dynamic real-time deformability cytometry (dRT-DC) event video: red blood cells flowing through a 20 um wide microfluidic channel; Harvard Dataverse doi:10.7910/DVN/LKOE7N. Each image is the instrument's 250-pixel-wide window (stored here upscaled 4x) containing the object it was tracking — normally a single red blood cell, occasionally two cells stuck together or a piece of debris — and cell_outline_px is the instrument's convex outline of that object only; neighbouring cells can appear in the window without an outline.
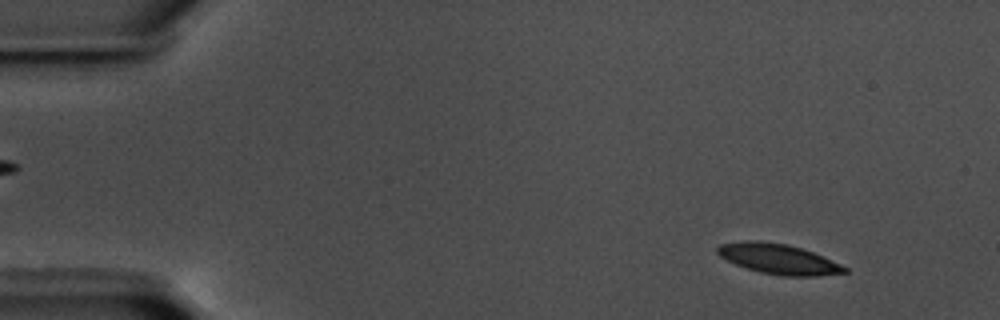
{"species": "common noctule bat (a hibernating species)", "species_latin": "Nyctalus noctula", "temperature_condition": "warm", "stored_images_in_passage": 54, "camera_frame_rate_fps": 3000, "um_per_image_px": 0.085, "animal": {"sex": "male", "body_mass_g": 17.5, "forearm_length_mm": 52.3}, "frame": {"image": 1, "passage_image": 6, "time_ms": 1.667, "image_size_px": [1000, 320], "cell_outline_px": [[848, 272], [816, 276], [784, 276], [760, 272], [736, 264], [720, 256], [716, 252], [716, 248], [720, 244], [744, 240], [756, 240], [788, 244], [824, 256], [848, 268]], "centroid_in_image_um": [66.17, 22.0], "position_along_channel_um": 18.8, "area_um2": 22.25}}
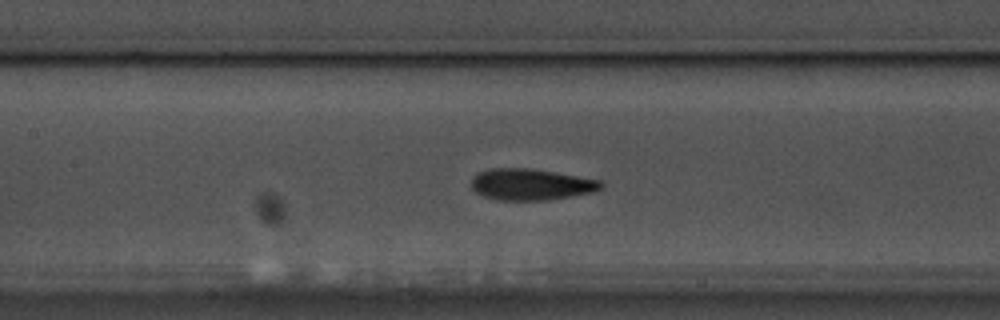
{"frame": {"image": 2, "passage_image": 27, "time_ms": 8.667, "image_size_px": [1000, 320], "cell_outline_px": [[604, 188], [592, 192], [548, 200], [496, 200], [484, 196], [476, 192], [472, 188], [472, 176], [488, 168], [532, 168], [600, 180], [604, 184]], "centroid_in_image_um": [45.13, 15.67], "position_along_channel_um": 162.3, "area_um2": 23.76}}
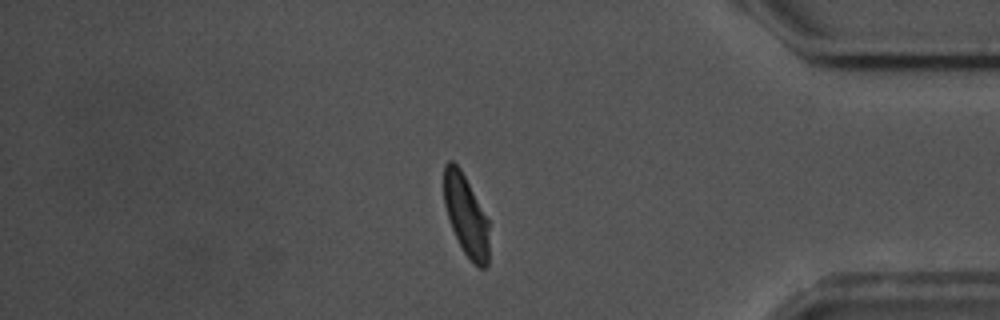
{"frame": {"image": 3, "passage_image": 49, "time_ms": 16.0, "image_size_px": [1000, 320], "cell_outline_px": [[488, 264], [484, 268], [480, 268], [472, 264], [464, 252], [452, 228], [444, 204], [444, 164], [448, 160], [452, 160], [460, 168], [488, 220]], "centroid_in_image_um": [39.6, 18.32], "position_along_channel_um": 395.6, "area_um2": 20.98}, "authors_computed_cell_mechanics": {"area_um2": 22.8599, "velocity_mm_per_s": 3.5505, "shape_relaxation_time_tau1_ms": 2.9051, "shape_relaxation_time_tau2_ms": 1.5815, "deformation_change_tau1": 0.1618, "deformation_change_tau2": 0.0944}}